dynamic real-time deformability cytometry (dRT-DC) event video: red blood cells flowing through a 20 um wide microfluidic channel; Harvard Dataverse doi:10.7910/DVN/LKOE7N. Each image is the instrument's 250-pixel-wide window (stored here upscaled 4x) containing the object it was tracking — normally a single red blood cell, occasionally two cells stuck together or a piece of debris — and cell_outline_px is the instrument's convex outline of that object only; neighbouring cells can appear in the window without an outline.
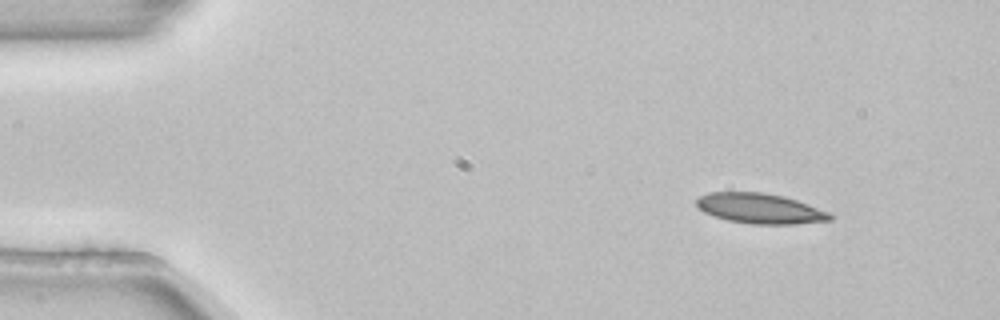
{"species": "common noctule bat (a hibernating species)", "species_latin": "Nyctalus noctula", "temperature_condition": "room temperature", "stored_images_in_passage": 4, "segment_of_instrument_passage": [1, 2], "camera_frame_rate_fps": 3000, "um_per_image_px": 0.085, "animal": {"sex": "female", "body_mass_g": 22.7, "forearm_length_mm": 54.2}, "frame": {"image": 1, "passage_image": 1, "time_ms": 0.0, "image_size_px": [1000, 320], "cell_outline_px": [[836, 216], [832, 220], [796, 224], [752, 224], [728, 220], [704, 212], [696, 204], [696, 200], [700, 196], [708, 192], [764, 192], [784, 196], [832, 212]], "centroid_in_image_um": [64.68, 17.72], "position_along_channel_um": 20.3, "area_um2": 23.64}}